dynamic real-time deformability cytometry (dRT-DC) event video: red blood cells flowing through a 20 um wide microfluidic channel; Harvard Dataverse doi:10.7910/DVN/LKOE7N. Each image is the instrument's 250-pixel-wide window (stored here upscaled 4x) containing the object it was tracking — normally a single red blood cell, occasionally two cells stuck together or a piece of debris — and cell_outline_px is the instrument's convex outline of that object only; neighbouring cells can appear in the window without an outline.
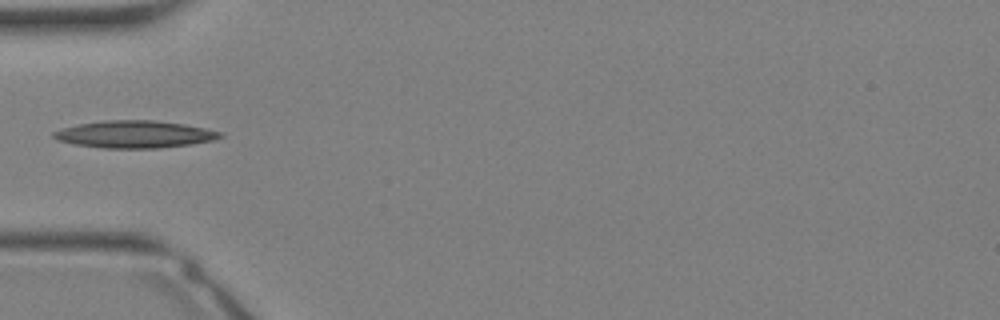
{"species": "Egyptian fruit bat (a non-hibernating species)", "species_latin": "Rousettus aegyptiacus", "temperature_condition": "warm", "stored_images_in_passage": 11, "camera_frame_rate_fps": 3000, "um_per_image_px": 0.085, "animal": {"sex": "female"}, "frame": {"image": 1, "passage_image": 5, "time_ms": 1.333, "image_size_px": [1000, 320], "cell_outline_px": [[224, 136], [212, 140], [192, 144], [160, 148], [104, 148], [76, 144], [56, 140], [52, 136], [52, 132], [64, 128], [80, 124], [104, 120], [156, 120], [184, 124], [224, 132]], "centroid_in_image_um": [11.48, 11.41], "position_along_channel_um": 73.5, "area_um2": 26.41}}
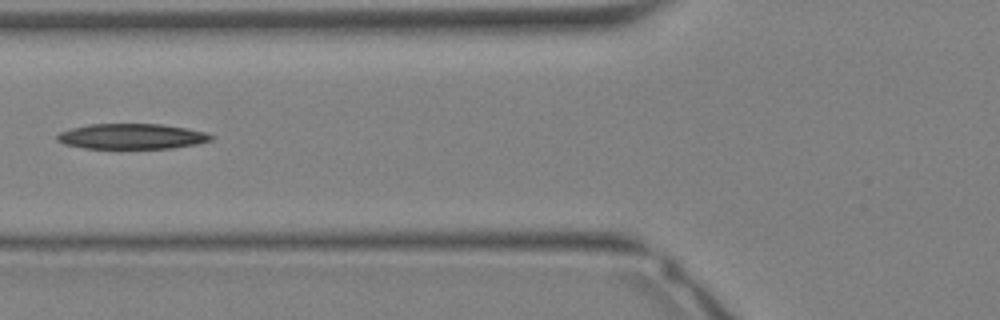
{"frame": {"image": 2, "passage_image": 7, "time_ms": 2.0, "image_size_px": [1000, 320], "cell_outline_px": [[212, 140], [196, 144], [168, 148], [84, 148], [64, 144], [56, 140], [56, 136], [60, 132], [72, 128], [88, 124], [160, 124], [184, 128], [204, 132], [212, 136]], "centroid_in_image_um": [11.14, 11.59], "position_along_channel_um": 114.7, "area_um2": 22.48}}